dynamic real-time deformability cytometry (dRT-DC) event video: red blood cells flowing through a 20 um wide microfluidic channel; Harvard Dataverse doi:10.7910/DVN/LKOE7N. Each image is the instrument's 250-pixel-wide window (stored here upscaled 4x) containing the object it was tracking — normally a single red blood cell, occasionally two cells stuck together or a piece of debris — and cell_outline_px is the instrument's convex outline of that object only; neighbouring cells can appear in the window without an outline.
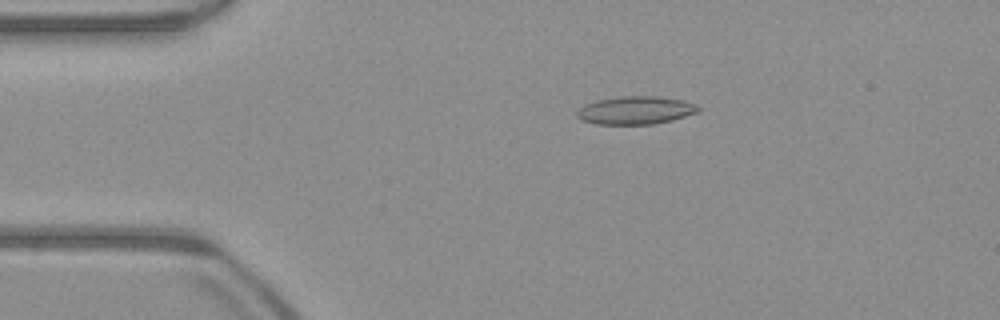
{"species": "common noctule bat (a hibernating species)", "species_latin": "Nyctalus noctula", "temperature_condition": "warm", "stored_images_in_passage": 52, "camera_frame_rate_fps": 3000, "um_per_image_px": 0.085, "animal": {"sex": "male", "body_mass_g": 23.1, "forearm_length_mm": 52.7}, "frame": {"image": 1, "passage_image": 10, "time_ms": 3.0, "image_size_px": [1000, 320], "cell_outline_px": [[700, 112], [672, 120], [652, 124], [596, 124], [580, 120], [576, 116], [576, 112], [584, 104], [596, 100], [620, 96], [656, 96], [684, 100], [696, 104], [700, 108]], "centroid_in_image_um": [54.02, 9.37], "position_along_channel_um": 31.0, "area_um2": 20.0}}
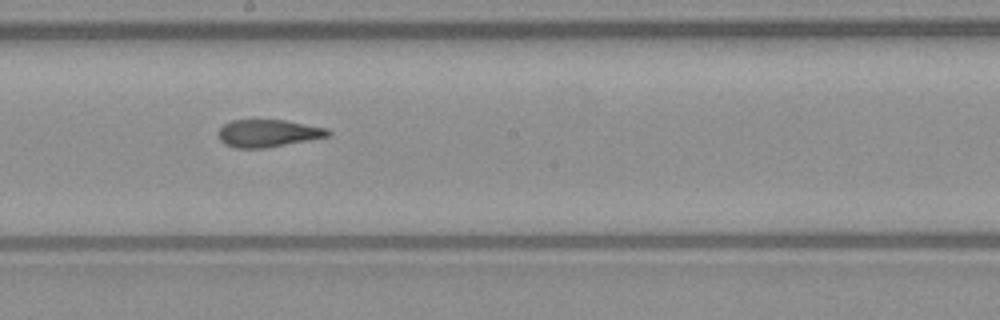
{"frame": {"image": 2, "passage_image": 28, "time_ms": 9.0, "image_size_px": [1000, 320], "cell_outline_px": [[332, 132], [328, 136], [264, 148], [236, 148], [224, 144], [220, 140], [220, 128], [224, 124], [232, 120], [284, 120], [328, 128]], "centroid_in_image_um": [22.78, 11.32], "position_along_channel_um": 225.4, "area_um2": 17.28}}
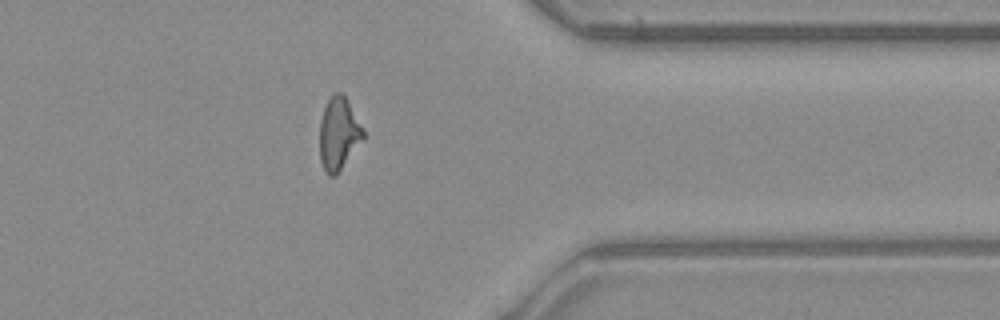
{"frame": {"image": 3, "passage_image": 41, "time_ms": 13.333, "image_size_px": [1000, 320], "cell_outline_px": [[364, 136], [336, 176], [328, 176], [320, 160], [320, 120], [324, 108], [328, 100], [336, 92], [340, 92], [344, 96], [364, 128]], "centroid_in_image_um": [28.77, 11.37], "position_along_channel_um": 382.6, "area_um2": 18.03}, "authors_computed_cell_mechanics": {"area_um2": 18.496, "velocity_mm_per_s": 3.9629, "shape_relaxation_time_tau1_ms": null, "shape_relaxation_time_tau2_ms": 2.4388, "deformation_change_tau1": null, "deformation_change_tau2": 0.1137}}